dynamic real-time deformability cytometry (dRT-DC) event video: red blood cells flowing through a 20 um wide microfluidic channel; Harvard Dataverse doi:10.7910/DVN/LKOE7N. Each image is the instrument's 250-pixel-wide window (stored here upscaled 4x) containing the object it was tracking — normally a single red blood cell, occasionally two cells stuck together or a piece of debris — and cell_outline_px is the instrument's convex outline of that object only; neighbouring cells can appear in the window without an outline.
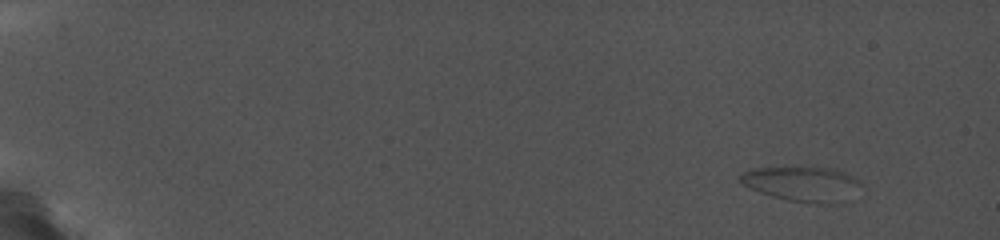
{"species": "common noctule bat (a hibernating species)", "species_latin": "Nyctalus noctula", "temperature_condition": "cold", "stored_images_in_passage": 23, "camera_frame_rate_fps": 5000, "um_per_image_px": 0.085, "animal": {"sex": "female", "body_mass_g": 19.0, "forearm_length_mm": 56.7}, "frame": {"image": 1, "passage_image": 1, "time_ms": 0.0, "image_size_px": [1000, 240], "cell_outline_px": [[852, 180], [844, 204], [812, 204], [788, 200], [772, 196], [760, 192], [744, 184], [740, 180], [740, 176], [744, 172], [764, 168], [808, 168], [832, 172], [844, 176]], "centroid_in_image_um": [67.96, 15.7], "position_along_channel_um": 17.0, "area_um2": 22.14}}
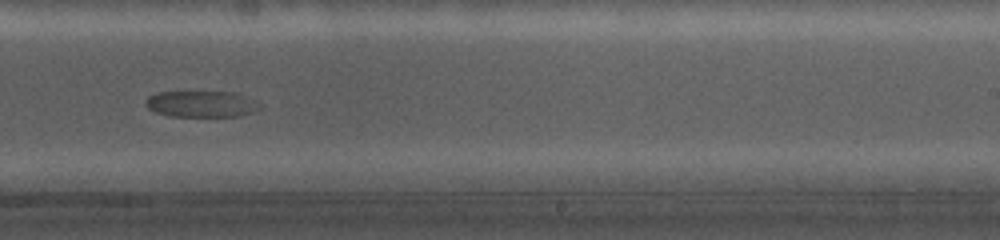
{"frame": {"image": 2, "passage_image": 17, "time_ms": 12.6, "image_size_px": [1000, 240], "cell_outline_px": [[260, 108], [256, 112], [240, 116], [168, 116], [156, 112], [148, 108], [144, 104], [148, 96], [160, 92], [220, 92], [260, 104]], "centroid_in_image_um": [16.99, 8.87], "position_along_channel_um": 272.0, "area_um2": 16.76}}
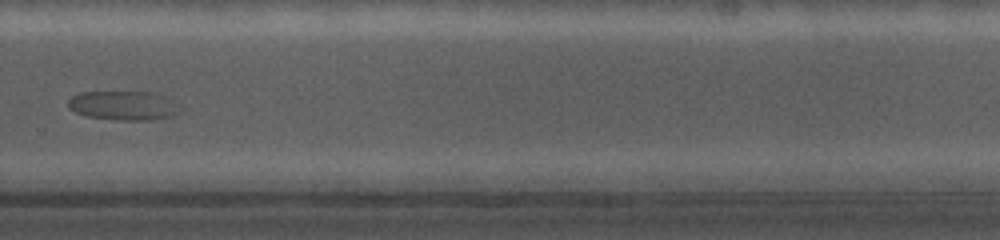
{"frame": {"image": 3, "passage_image": 19, "time_ms": 14.0, "image_size_px": [1000, 240], "cell_outline_px": [[184, 108], [180, 112], [172, 116], [152, 120], [112, 120], [88, 116], [76, 112], [68, 108], [68, 100], [72, 96], [84, 92], [140, 92]], "centroid_in_image_um": [10.37, 9.01], "position_along_channel_um": 319.4, "area_um2": 18.21}}